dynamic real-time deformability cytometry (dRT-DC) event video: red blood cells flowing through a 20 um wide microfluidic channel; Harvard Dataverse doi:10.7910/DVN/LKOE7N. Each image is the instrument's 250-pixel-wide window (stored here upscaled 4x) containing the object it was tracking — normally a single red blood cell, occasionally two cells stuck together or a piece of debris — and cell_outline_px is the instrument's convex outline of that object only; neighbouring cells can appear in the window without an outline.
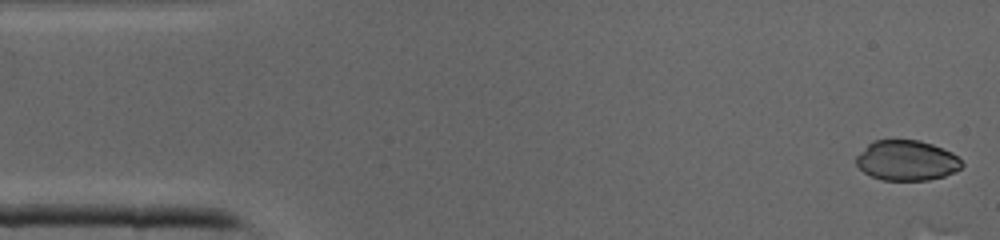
{"species": "common noctule bat (a hibernating species)", "species_latin": "Nyctalus noctula", "temperature_condition": "cold", "stored_images_in_passage": 15, "camera_frame_rate_fps": 3000, "um_per_image_px": 0.085, "animal": {"sex": "male", "body_mass_g": 19.0, "forearm_length_mm": 50.8}, "frame": {"image": 1, "passage_image": 1, "time_ms": 0.0, "image_size_px": [1000, 240], "cell_outline_px": [[964, 164], [956, 172], [944, 176], [928, 180], [880, 180], [864, 172], [856, 164], [856, 156], [872, 140], [920, 140], [932, 144], [952, 152]], "centroid_in_image_um": [77.07, 13.64], "position_along_channel_um": 7.9, "area_um2": 24.8}}
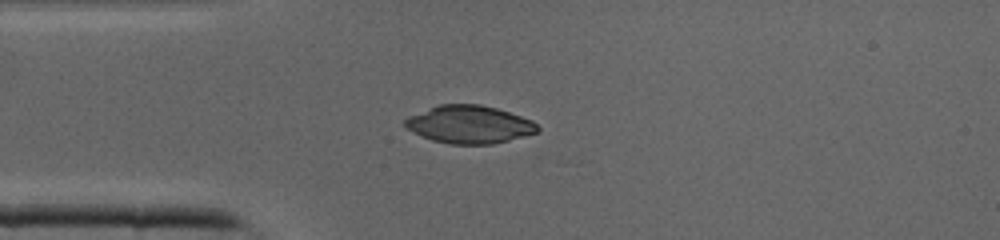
{"frame": {"image": 2, "passage_image": 10, "time_ms": 3.0, "image_size_px": [1000, 240], "cell_outline_px": [[540, 132], [492, 144], [452, 144], [432, 140], [408, 128], [404, 124], [404, 120], [408, 116], [440, 104], [480, 104], [496, 108], [532, 120], [540, 128]], "centroid_in_image_um": [39.92, 10.57], "position_along_channel_um": 45.1, "area_um2": 28.9}}
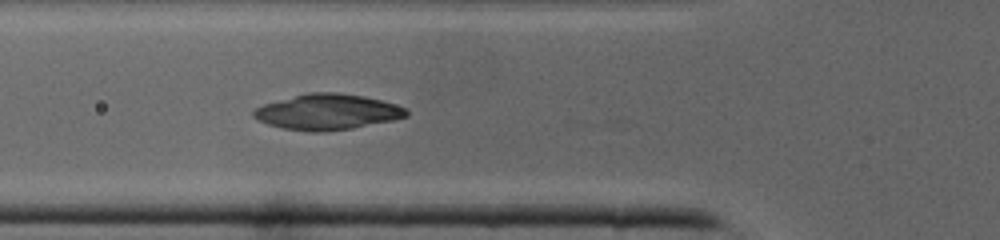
{"frame": {"image": 3, "passage_image": 14, "time_ms": 4.333, "image_size_px": [1000, 240], "cell_outline_px": [[408, 116], [392, 120], [352, 128], [324, 132], [308, 132], [284, 128], [268, 124], [256, 120], [252, 116], [252, 112], [256, 108], [264, 104], [308, 92], [336, 92], [364, 96], [380, 100], [408, 108]], "centroid_in_image_um": [27.82, 9.52], "position_along_channel_um": 98.0, "area_um2": 31.67}}